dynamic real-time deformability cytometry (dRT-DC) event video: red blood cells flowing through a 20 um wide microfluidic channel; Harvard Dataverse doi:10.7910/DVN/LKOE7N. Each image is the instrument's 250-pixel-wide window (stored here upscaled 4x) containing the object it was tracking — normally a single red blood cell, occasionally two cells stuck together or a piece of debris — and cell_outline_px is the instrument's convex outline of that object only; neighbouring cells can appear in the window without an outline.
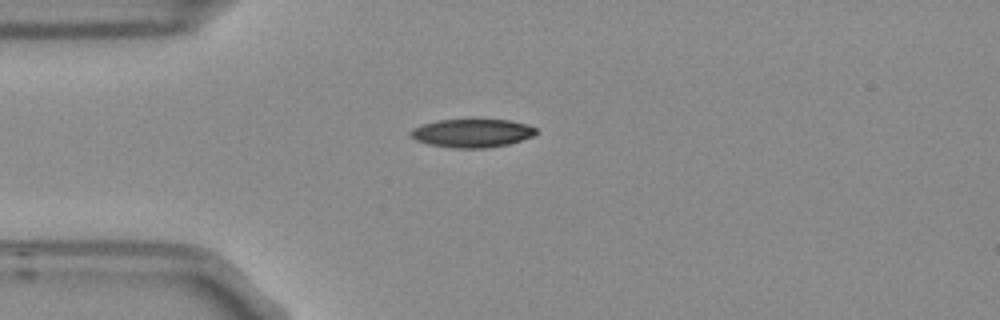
{"species": "Egyptian fruit bat (a non-hibernating species)", "species_latin": "Rousettus aegyptiacus", "temperature_condition": "room temperature", "stored_images_in_passage": 1, "camera_frame_rate_fps": 3000, "um_per_image_px": 0.085, "frame": {"image": 1, "passage_image": 1, "time_ms": 0.0, "image_size_px": [1000, 320], "cell_outline_px": [[536, 132], [532, 136], [508, 144], [484, 148], [456, 148], [428, 144], [416, 140], [408, 132], [412, 128], [436, 120], [508, 120], [528, 124], [536, 128]], "centroid_in_image_um": [40.11, 11.31], "position_along_channel_um": 44.9, "area_um2": 20.52}}